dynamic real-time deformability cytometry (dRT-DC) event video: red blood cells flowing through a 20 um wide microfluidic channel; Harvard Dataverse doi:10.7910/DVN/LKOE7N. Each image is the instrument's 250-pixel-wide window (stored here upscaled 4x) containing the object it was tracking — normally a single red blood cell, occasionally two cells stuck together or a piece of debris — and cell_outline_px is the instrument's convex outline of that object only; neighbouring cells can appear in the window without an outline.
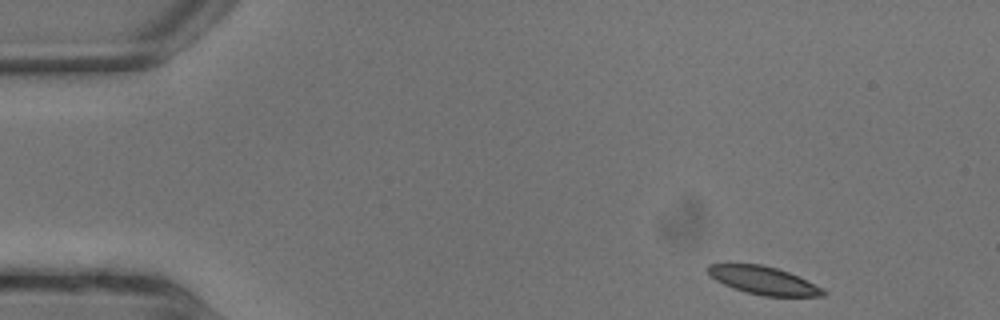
{"species": "common noctule bat (a hibernating species)", "species_latin": "Nyctalus noctula", "temperature_condition": "warm", "stored_images_in_passage": 8, "camera_frame_rate_fps": 3000, "um_per_image_px": 0.085, "animal": {"sex": "male", "body_mass_g": 13.3}, "frame": {"image": 1, "passage_image": 1, "time_ms": 0.0, "image_size_px": [1000, 320], "cell_outline_px": [[828, 292], [824, 296], [764, 296], [732, 288], [716, 280], [704, 268], [708, 264], [760, 264], [776, 268], [788, 272], [824, 288]], "centroid_in_image_um": [64.91, 23.84], "position_along_channel_um": 20.1, "area_um2": 18.67}}
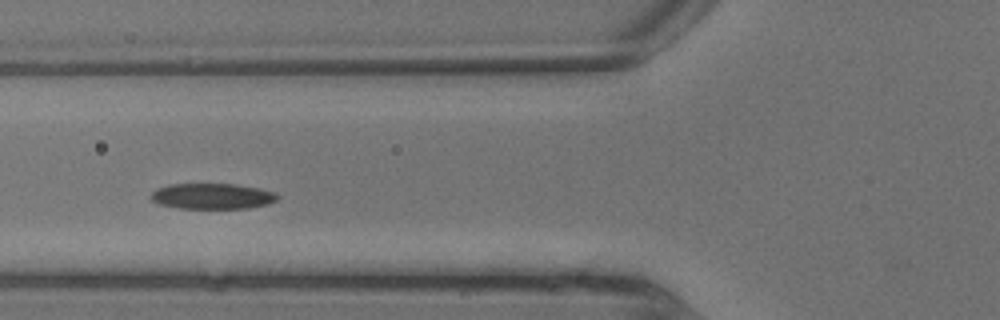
{"frame": {"image": 2, "passage_image": 6, "time_ms": 1.667, "image_size_px": [1000, 320], "cell_outline_px": [[280, 196], [276, 200], [268, 204], [248, 208], [176, 208], [160, 204], [152, 200], [152, 192], [156, 188], [168, 184], [236, 184], [260, 188], [276, 192]], "centroid_in_image_um": [18.07, 16.67], "position_along_channel_um": 107.7, "area_um2": 19.02}}
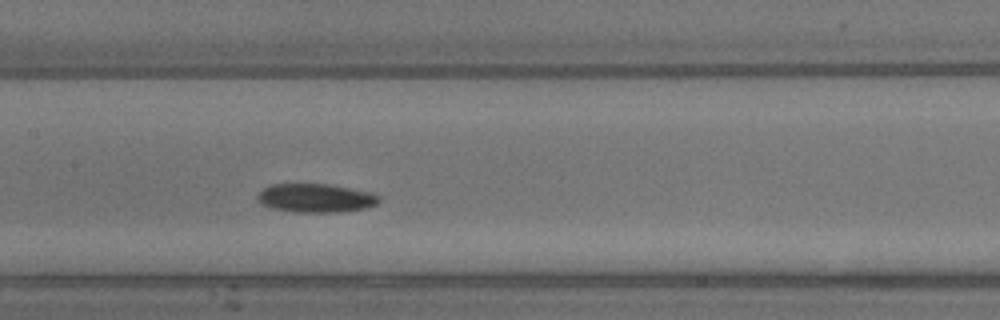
{"frame": {"image": 3, "passage_image": 8, "time_ms": 2.333, "image_size_px": [1000, 320], "cell_outline_px": [[380, 200], [376, 204], [364, 208], [340, 212], [296, 212], [272, 208], [260, 204], [256, 200], [256, 196], [264, 188], [272, 184], [328, 184], [372, 192], [380, 196]], "centroid_in_image_um": [26.82, 16.83], "position_along_channel_um": 180.6, "area_um2": 20.35}}